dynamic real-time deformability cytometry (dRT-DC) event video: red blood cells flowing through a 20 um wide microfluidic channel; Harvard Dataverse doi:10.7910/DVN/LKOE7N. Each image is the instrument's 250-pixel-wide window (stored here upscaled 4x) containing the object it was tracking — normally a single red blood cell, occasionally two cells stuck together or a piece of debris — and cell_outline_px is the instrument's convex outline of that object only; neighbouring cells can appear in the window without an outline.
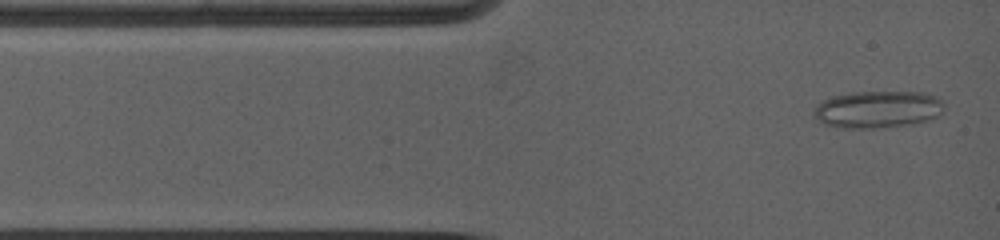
{"species": "common noctule bat (a hibernating species)", "species_latin": "Nyctalus noctula", "temperature_condition": "warm", "stored_images_in_passage": 19, "camera_frame_rate_fps": 5000, "um_per_image_px": 0.085, "animal": {"sex": "female", "body_mass_g": 19.0, "forearm_length_mm": 53.3}, "frame": {"image": 1, "passage_image": 1, "time_ms": 0.0, "image_size_px": [1000, 240], "cell_outline_px": [[944, 112], [940, 116], [928, 120], [908, 124], [868, 128], [844, 128], [824, 124], [812, 112], [824, 100], [832, 96], [852, 92], [928, 92], [936, 96], [944, 104]], "centroid_in_image_um": [74.67, 9.28], "position_along_channel_um": 10.3, "area_um2": 28.03}}
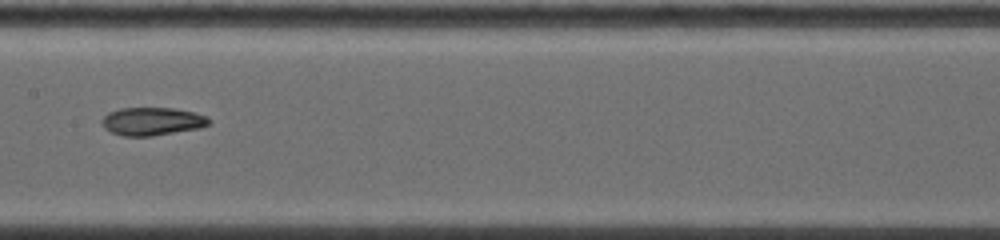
{"frame": {"image": 2, "passage_image": 8, "time_ms": 5.6, "image_size_px": [1000, 240], "cell_outline_px": [[212, 120], [208, 124], [200, 128], [152, 136], [124, 136], [112, 132], [104, 128], [100, 120], [108, 112], [120, 108], [172, 108], [192, 112], [208, 116]], "centroid_in_image_um": [12.92, 10.31], "position_along_channel_um": 194.5, "area_um2": 17.51}}
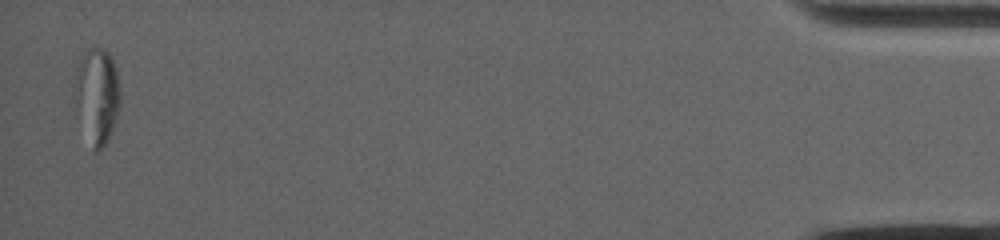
{"frame": {"image": 3, "passage_image": 19, "time_ms": 15.0, "image_size_px": [1000, 240], "cell_outline_px": [[120, 104], [116, 120], [108, 140], [100, 152], [92, 152], [76, 104], [76, 72], [80, 56], [88, 48], [104, 48], [108, 52], [116, 68], [120, 80]], "centroid_in_image_um": [8.29, 8.13], "position_along_channel_um": 426.9, "area_um2": 25.32}, "authors_computed_cell_mechanics": {"area_um2": 19.8254, "velocity_mm_per_s": 3.9729, "shape_relaxation_time_tau1_ms": null, "shape_relaxation_time_tau2_ms": 6.6524, "deformation_change_tau1": null, "deformation_change_tau2": 0.1111}}